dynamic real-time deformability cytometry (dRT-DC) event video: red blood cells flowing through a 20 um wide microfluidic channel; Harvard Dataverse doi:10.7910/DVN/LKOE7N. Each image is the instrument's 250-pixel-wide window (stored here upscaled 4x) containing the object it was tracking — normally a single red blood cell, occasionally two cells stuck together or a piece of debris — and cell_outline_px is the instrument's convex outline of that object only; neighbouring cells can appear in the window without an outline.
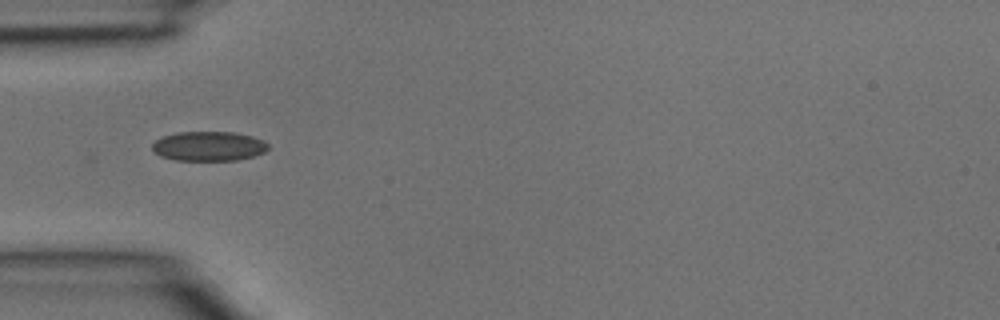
{"species": "common noctule bat (a hibernating species)", "species_latin": "Nyctalus noctula", "temperature_condition": "room temperature", "stored_images_in_passage": 6, "camera_frame_rate_fps": 3000, "um_per_image_px": 0.085, "animal": {"sex": "male", "body_mass_g": 15.6}, "frame": {"image": 1, "passage_image": 5, "time_ms": 1.333, "image_size_px": [1000, 320], "cell_outline_px": [[268, 148], [264, 152], [252, 156], [236, 160], [176, 160], [160, 156], [152, 152], [152, 144], [160, 136], [176, 132], [236, 132], [252, 136], [264, 140], [268, 144]], "centroid_in_image_um": [17.7, 12.41], "position_along_channel_um": 67.3, "area_um2": 20.11}}